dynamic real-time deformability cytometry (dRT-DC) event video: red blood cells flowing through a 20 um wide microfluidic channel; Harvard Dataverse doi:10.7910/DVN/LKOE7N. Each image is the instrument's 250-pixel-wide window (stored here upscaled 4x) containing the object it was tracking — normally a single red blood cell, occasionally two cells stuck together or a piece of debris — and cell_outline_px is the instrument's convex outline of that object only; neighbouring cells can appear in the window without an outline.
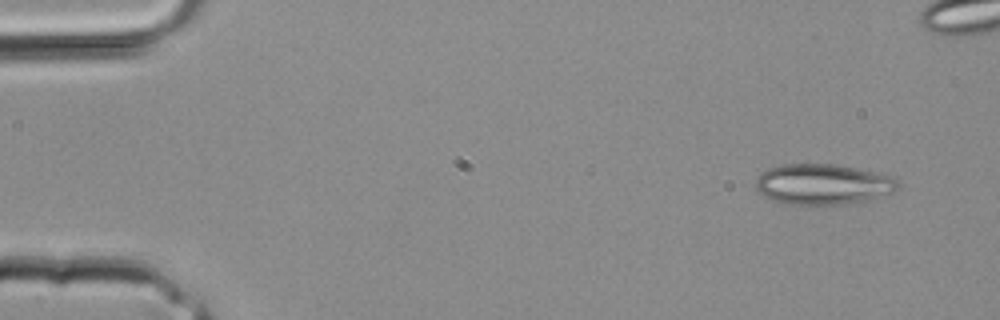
{"species": "common noctule bat (a hibernating species)", "species_latin": "Nyctalus noctula", "temperature_condition": "room temperature", "stored_images_in_passage": 4, "camera_frame_rate_fps": 3000, "um_per_image_px": 0.085, "animal": {"sex": "male", "body_mass_g": 20.4}, "frame": {"image": 1, "passage_image": 1, "time_ms": 0.0, "image_size_px": [1000, 320], "cell_outline_px": [[900, 188], [892, 192], [872, 200], [844, 204], [784, 204], [772, 200], [764, 196], [756, 188], [756, 180], [760, 172], [768, 168], [784, 164], [836, 164], [892, 176], [900, 184]], "centroid_in_image_um": [69.95, 15.67], "position_along_channel_um": 15.0, "area_um2": 33.76}}
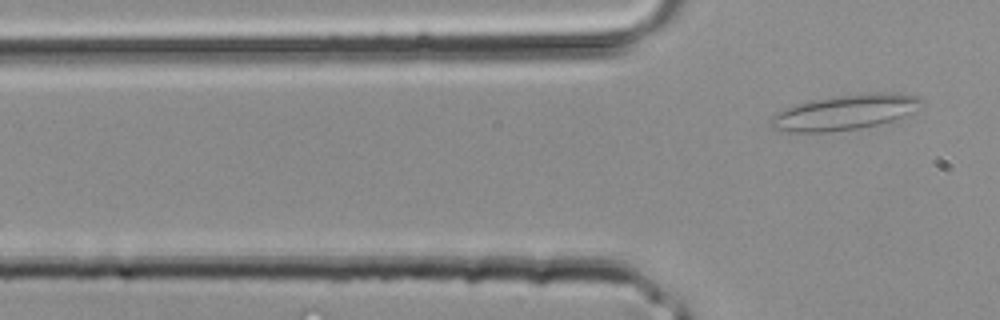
{"frame": {"image": 2, "passage_image": 4, "time_ms": 1.0, "image_size_px": [1000, 320], "cell_outline_px": [[920, 100], [912, 112], [892, 120], [880, 124], [860, 128], [828, 132], [788, 132], [768, 128], [768, 120], [776, 112], [784, 108], [808, 100], [832, 96], [876, 92], [880, 92], [920, 96]], "centroid_in_image_um": [71.66, 9.55], "position_along_channel_um": 54.1, "area_um2": 30.87}}